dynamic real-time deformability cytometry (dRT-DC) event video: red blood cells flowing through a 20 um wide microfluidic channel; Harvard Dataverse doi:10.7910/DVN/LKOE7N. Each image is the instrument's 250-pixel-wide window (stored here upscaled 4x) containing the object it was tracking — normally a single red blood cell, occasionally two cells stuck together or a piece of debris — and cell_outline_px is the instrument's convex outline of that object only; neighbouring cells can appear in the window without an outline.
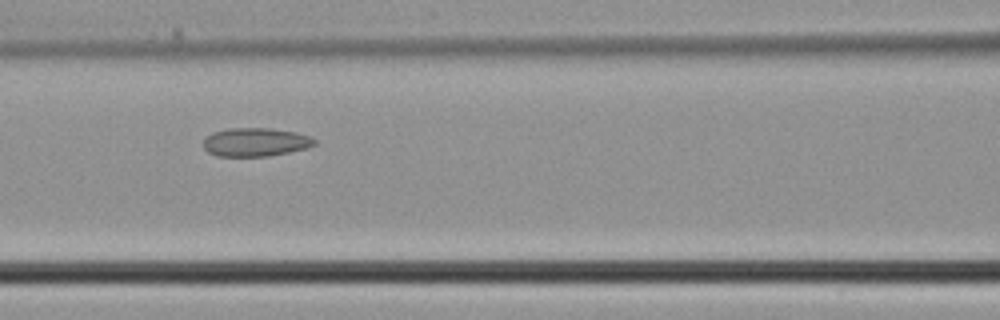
{"species": "common noctule bat (a hibernating species)", "species_latin": "Nyctalus noctula", "temperature_condition": "cold", "stored_images_in_passage": 5, "camera_frame_rate_fps": 3000, "um_per_image_px": 0.085, "animal": {"sex": "male", "body_mass_g": 21.5, "forearm_length_mm": 52.0}, "frame": {"image": 1, "passage_image": 4, "time_ms": 1.0, "image_size_px": [1000, 320], "cell_outline_px": [[316, 144], [308, 148], [268, 156], [216, 156], [208, 152], [204, 148], [204, 140], [212, 132], [228, 128], [268, 128], [296, 132], [312, 136], [316, 140]], "centroid_in_image_um": [21.74, 12.07], "position_along_channel_um": 144.9, "area_um2": 18.55}}
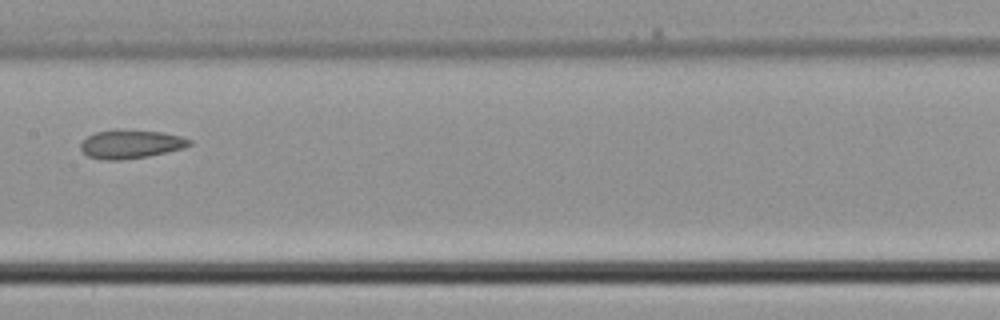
{"frame": {"image": 2, "passage_image": 5, "time_ms": 1.333, "image_size_px": [1000, 320], "cell_outline_px": [[192, 144], [184, 148], [148, 156], [120, 160], [104, 160], [88, 156], [80, 148], [80, 144], [88, 136], [96, 132], [160, 132], [180, 136], [192, 140]], "centroid_in_image_um": [11.14, 12.3], "position_along_channel_um": 196.3, "area_um2": 17.28}}